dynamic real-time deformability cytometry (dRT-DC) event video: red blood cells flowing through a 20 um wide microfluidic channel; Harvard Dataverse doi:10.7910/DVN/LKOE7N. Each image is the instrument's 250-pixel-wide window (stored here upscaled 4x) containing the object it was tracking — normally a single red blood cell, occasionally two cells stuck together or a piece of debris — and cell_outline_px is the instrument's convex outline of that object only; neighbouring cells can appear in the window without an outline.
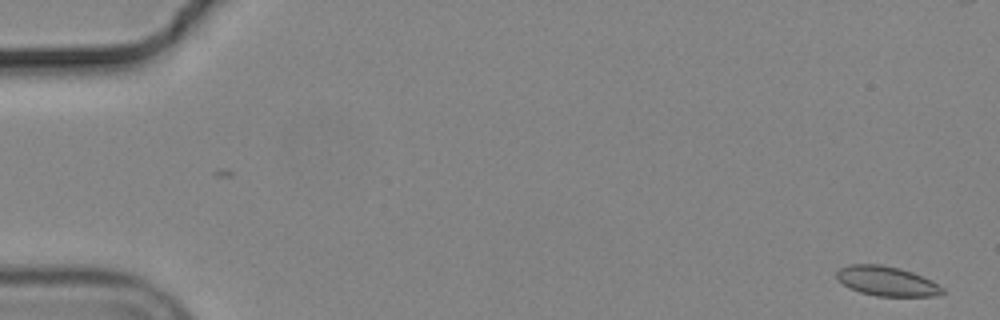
{"species": "common noctule bat (a hibernating species)", "species_latin": "Nyctalus noctula", "temperature_condition": "cold", "stored_images_in_passage": 57, "camera_frame_rate_fps": 3000, "um_per_image_px": 0.085, "animal": {"sex": "male", "body_mass_g": 19.2, "forearm_length_mm": 51.8}, "frame": {"image": 1, "passage_image": 2, "time_ms": 0.333, "image_size_px": [1000, 320], "cell_outline_px": [[944, 292], [936, 296], [876, 296], [860, 292], [848, 288], [836, 276], [836, 272], [840, 268], [848, 264], [880, 264], [900, 268], [912, 272], [932, 280], [944, 288]], "centroid_in_image_um": [75.38, 23.89], "position_along_channel_um": 9.6, "area_um2": 18.32}}
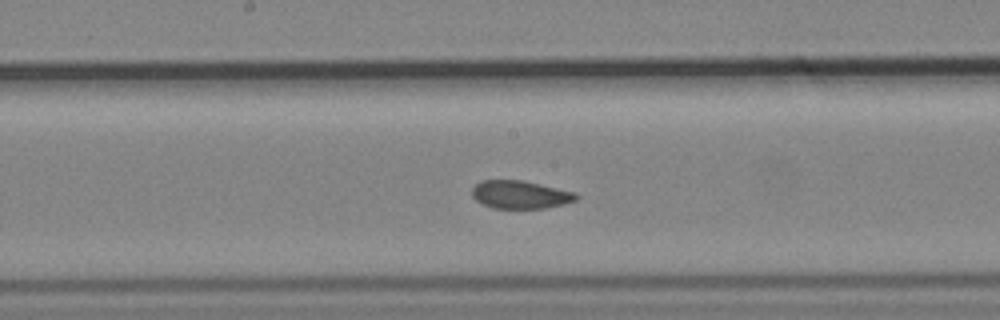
{"frame": {"image": 2, "passage_image": 30, "time_ms": 9.667, "image_size_px": [1000, 320], "cell_outline_px": [[580, 196], [576, 200], [564, 204], [544, 208], [492, 208], [476, 200], [472, 196], [472, 188], [480, 180], [524, 180], [576, 192]], "centroid_in_image_um": [44.24, 16.53], "position_along_channel_um": 204.0, "area_um2": 17.11}}
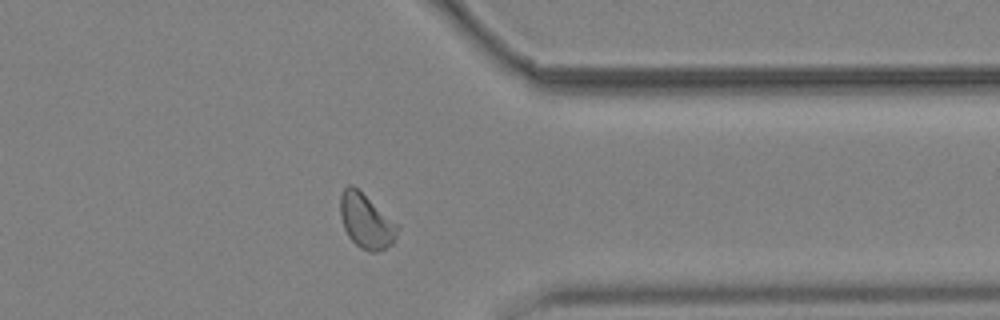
{"frame": {"image": 3, "passage_image": 45, "time_ms": 14.667, "image_size_px": [1000, 320], "cell_outline_px": [[400, 228], [392, 244], [376, 252], [372, 252], [360, 248], [348, 236], [344, 228], [340, 216], [340, 196], [344, 188], [348, 184], [352, 184], [400, 224]], "centroid_in_image_um": [31.14, 18.78], "position_along_channel_um": 380.3, "area_um2": 18.38}}